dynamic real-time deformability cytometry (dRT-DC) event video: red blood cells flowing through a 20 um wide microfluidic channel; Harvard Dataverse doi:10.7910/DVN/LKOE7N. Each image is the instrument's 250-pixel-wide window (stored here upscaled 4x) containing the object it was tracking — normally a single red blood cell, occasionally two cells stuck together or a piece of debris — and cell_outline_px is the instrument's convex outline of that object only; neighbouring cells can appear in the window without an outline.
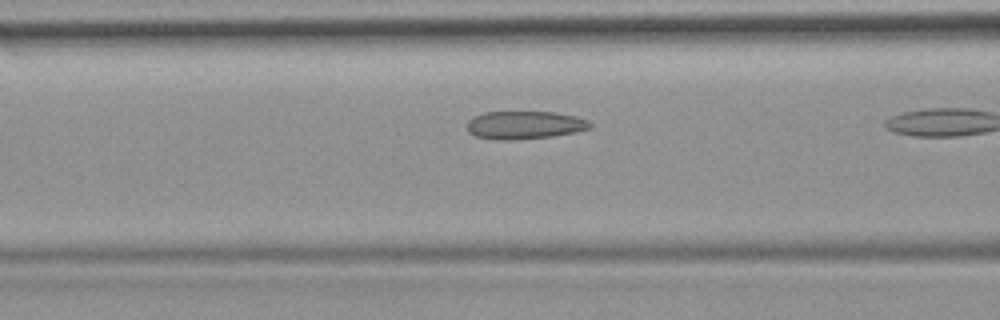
{"species": "common noctule bat (a hibernating species)", "species_latin": "Nyctalus noctula", "temperature_condition": "room temperature", "stored_images_in_passage": 10, "camera_frame_rate_fps": 3000, "um_per_image_px": 0.085, "animal": {"sex": "female", "body_mass_g": 19.9}, "frame": {"image": 1, "passage_image": 9, "time_ms": 2.667, "image_size_px": [1000, 320], "cell_outline_px": [[592, 128], [576, 132], [552, 136], [512, 140], [496, 140], [476, 136], [468, 132], [468, 120], [472, 116], [484, 112], [556, 112], [576, 116], [588, 120], [592, 124]], "centroid_in_image_um": [44.6, 10.62], "position_along_channel_um": 122.0, "area_um2": 20.23}}